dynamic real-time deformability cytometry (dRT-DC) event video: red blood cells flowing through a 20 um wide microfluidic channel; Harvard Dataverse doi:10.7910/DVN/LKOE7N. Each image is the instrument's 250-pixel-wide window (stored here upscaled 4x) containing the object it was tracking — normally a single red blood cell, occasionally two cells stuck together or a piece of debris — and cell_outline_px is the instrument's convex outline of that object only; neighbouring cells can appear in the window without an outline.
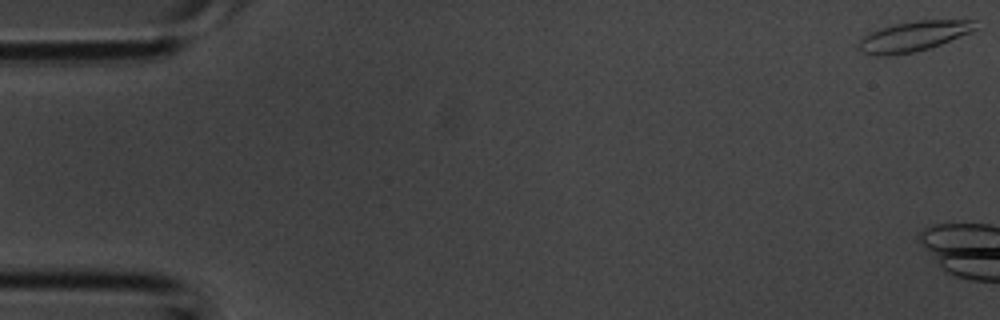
{"species": "common noctule bat (a hibernating species)", "species_latin": "Nyctalus noctula", "temperature_condition": "room temperature", "stored_images_in_passage": 9, "camera_frame_rate_fps": 3000, "um_per_image_px": 0.085, "animal": {"sex": "male", "body_mass_g": 20.1, "forearm_length_mm": 53.5}, "frame": {"image": 1, "passage_image": 1, "time_ms": 0.0, "image_size_px": [1000, 320], "cell_outline_px": [[980, 28], [972, 32], [940, 44], [916, 52], [892, 56], [876, 56], [860, 52], [860, 40], [864, 36], [880, 28], [896, 24], [916, 20], [976, 20]], "centroid_in_image_um": [77.71, 3.09], "position_along_channel_um": 7.3, "area_um2": 20.58}}